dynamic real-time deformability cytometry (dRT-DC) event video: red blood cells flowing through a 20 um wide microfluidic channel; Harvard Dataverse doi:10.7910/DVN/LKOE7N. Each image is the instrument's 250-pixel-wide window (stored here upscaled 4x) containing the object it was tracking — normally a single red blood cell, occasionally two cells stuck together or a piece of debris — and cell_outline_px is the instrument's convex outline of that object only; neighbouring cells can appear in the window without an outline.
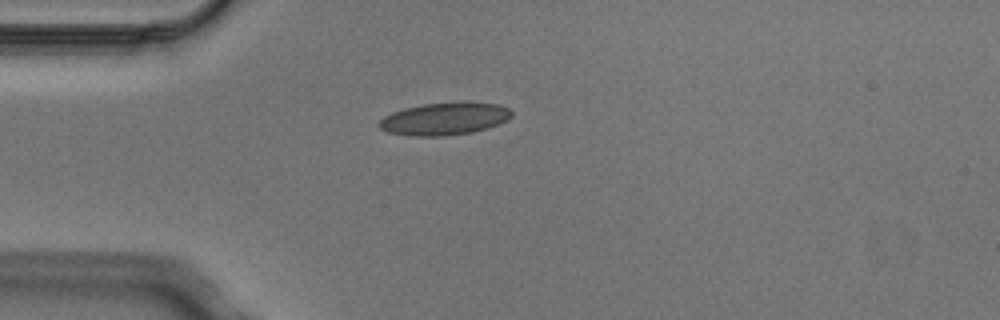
{"species": "Egyptian fruit bat (a non-hibernating species)", "species_latin": "Rousettus aegyptiacus", "temperature_condition": "cold", "stored_images_in_passage": 1, "camera_frame_rate_fps": 3000, "um_per_image_px": 0.085, "animal": {"sex": "male"}, "frame": {"image": 1, "passage_image": 1, "time_ms": 0.0, "image_size_px": [1000, 320], "cell_outline_px": [[512, 116], [508, 120], [488, 128], [472, 132], [444, 136], [412, 136], [388, 132], [380, 128], [376, 124], [384, 116], [392, 112], [404, 108], [424, 104], [468, 100], [496, 104], [508, 108], [512, 112]], "centroid_in_image_um": [37.8, 10.08], "position_along_channel_um": 47.2, "area_um2": 25.49}}